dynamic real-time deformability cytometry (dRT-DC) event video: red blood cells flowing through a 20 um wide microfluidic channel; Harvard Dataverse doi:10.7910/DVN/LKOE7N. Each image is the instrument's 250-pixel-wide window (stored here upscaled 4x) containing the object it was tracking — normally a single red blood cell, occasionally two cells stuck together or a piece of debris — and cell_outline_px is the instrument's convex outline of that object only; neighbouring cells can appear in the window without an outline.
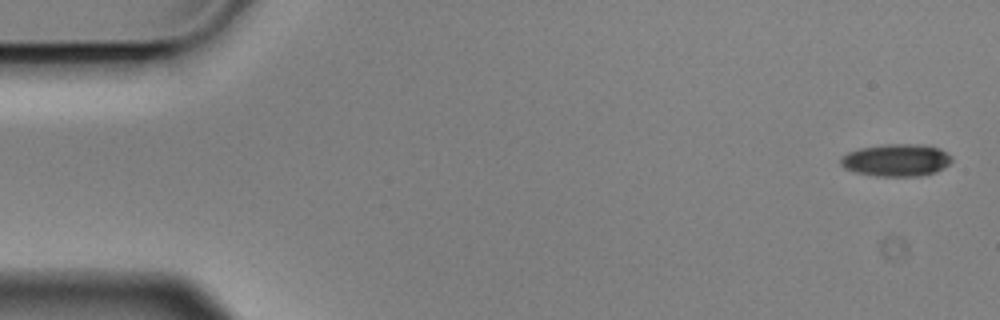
{"species": "Egyptian fruit bat (a non-hibernating species)", "species_latin": "Rousettus aegyptiacus", "temperature_condition": "cold", "stored_images_in_passage": 5, "camera_frame_rate_fps": 3000, "um_per_image_px": 0.085, "animal": {"sex": "male"}, "frame": {"image": 1, "passage_image": 1, "time_ms": 0.0, "image_size_px": [1000, 320], "cell_outline_px": [[952, 160], [944, 168], [936, 172], [920, 176], [876, 176], [856, 172], [844, 168], [840, 164], [840, 160], [848, 152], [860, 148], [884, 144], [924, 144], [940, 148], [952, 156]], "centroid_in_image_um": [76.22, 13.61], "position_along_channel_um": 8.8, "area_um2": 21.04}}
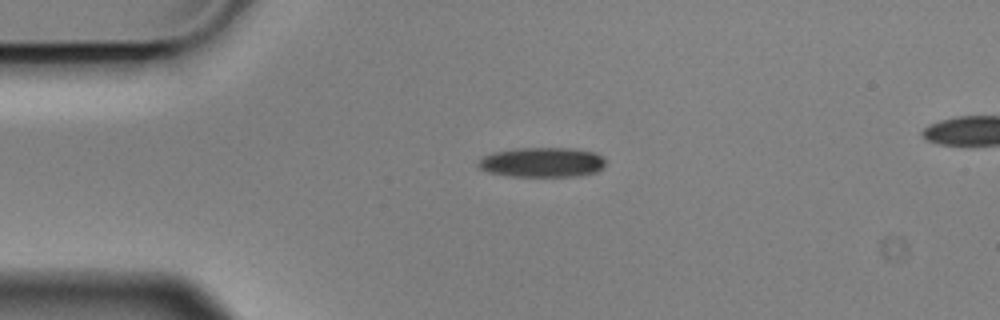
{"frame": {"image": 2, "passage_image": 4, "time_ms": 1.0, "image_size_px": [1000, 320], "cell_outline_px": [[604, 168], [596, 172], [580, 176], [508, 176], [488, 172], [480, 168], [476, 164], [484, 156], [496, 152], [520, 148], [572, 148], [596, 152], [604, 160]], "centroid_in_image_um": [46.11, 13.8], "position_along_channel_um": 38.9, "area_um2": 22.02}}